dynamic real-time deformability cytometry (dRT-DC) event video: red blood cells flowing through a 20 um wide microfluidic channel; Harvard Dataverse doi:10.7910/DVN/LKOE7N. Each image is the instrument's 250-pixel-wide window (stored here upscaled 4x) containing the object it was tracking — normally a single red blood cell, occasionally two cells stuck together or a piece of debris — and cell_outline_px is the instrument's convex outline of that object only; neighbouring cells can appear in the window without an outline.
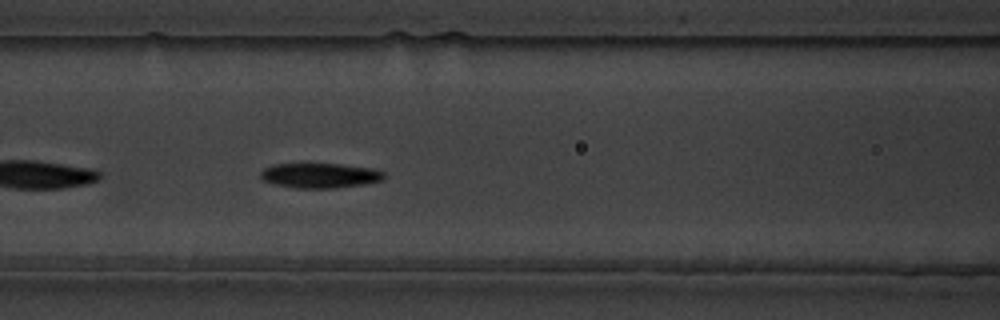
{"species": "common noctule bat (a hibernating species)", "species_latin": "Nyctalus noctula", "temperature_condition": "warm", "stored_images_in_passage": 25, "camera_frame_rate_fps": 3000, "um_per_image_px": 0.085, "animal": {"sex": "male", "body_mass_g": 19.5, "forearm_length_mm": 54.6}, "frame": {"image": 1, "passage_image": 8, "time_ms": 2.333, "image_size_px": [1000, 320], "cell_outline_px": [[384, 176], [380, 180], [364, 184], [336, 188], [296, 188], [276, 184], [264, 180], [260, 176], [260, 172], [264, 168], [272, 164], [308, 160], [376, 168], [384, 172]], "centroid_in_image_um": [27.15, 14.85], "position_along_channel_um": 139.5, "area_um2": 18.9}}
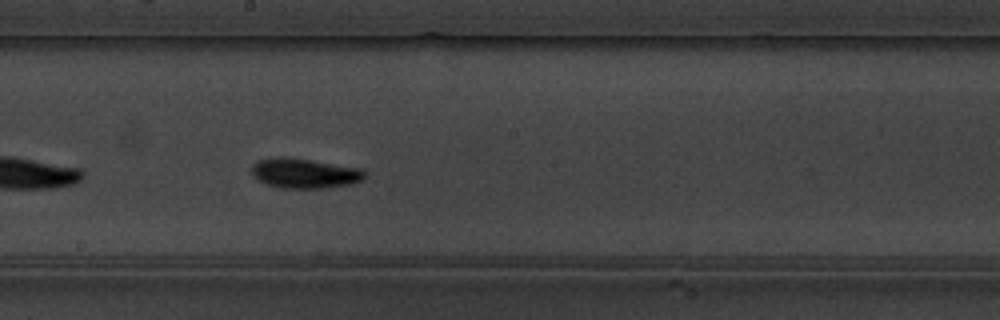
{"frame": {"image": 2, "passage_image": 15, "time_ms": 4.667, "image_size_px": [1000, 320], "cell_outline_px": [[368, 176], [352, 184], [324, 188], [280, 188], [268, 184], [252, 176], [252, 164], [256, 160], [280, 156], [288, 156], [364, 168]], "centroid_in_image_um": [25.92, 14.71], "position_along_channel_um": 222.3, "area_um2": 20.11}}
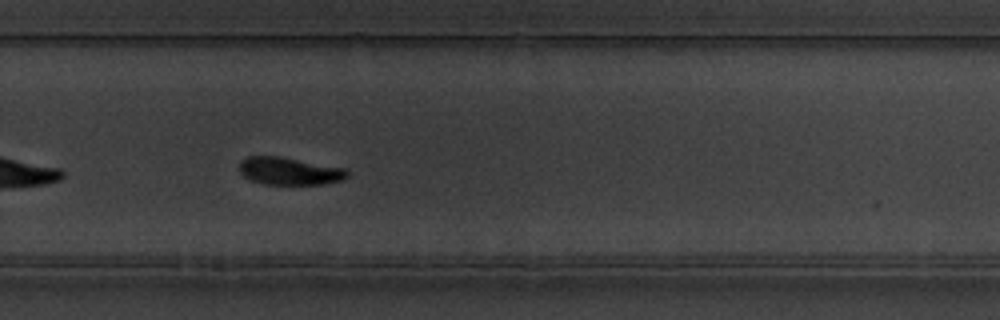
{"frame": {"image": 3, "passage_image": 22, "time_ms": 7.0, "image_size_px": [1000, 320], "cell_outline_px": [[348, 176], [344, 180], [324, 184], [264, 184], [252, 180], [244, 176], [240, 172], [240, 160], [248, 156], [280, 156], [344, 168], [348, 172]], "centroid_in_image_um": [24.6, 14.54], "position_along_channel_um": 305.2, "area_um2": 17.28}}